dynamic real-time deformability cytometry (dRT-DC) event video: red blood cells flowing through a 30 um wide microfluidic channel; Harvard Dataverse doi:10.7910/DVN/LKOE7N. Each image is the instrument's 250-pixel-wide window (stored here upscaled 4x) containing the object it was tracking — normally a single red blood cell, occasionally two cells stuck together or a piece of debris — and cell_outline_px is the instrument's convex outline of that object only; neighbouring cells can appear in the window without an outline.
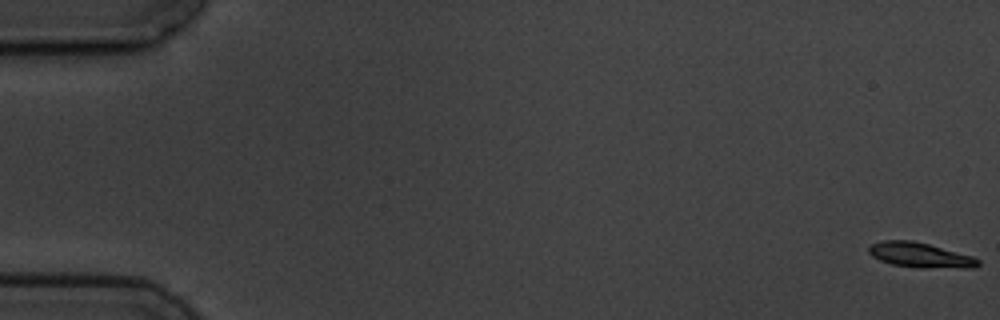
{"species": "common noctule bat (a hibernating species)", "species_latin": "Nyctalus noctula", "temperature_condition": "cold", "stored_images_in_passage": 5, "camera_frame_rate_fps": 3000, "um_per_image_px": 0.085, "animal": {"sex": "male", "body_mass_g": 19.5, "forearm_length_mm": 54.6}, "frame": {"image": 1, "passage_image": 1, "time_ms": 0.0, "image_size_px": [1000, 320], "cell_outline_px": [[980, 264], [972, 268], [920, 268], [892, 264], [880, 260], [872, 256], [868, 252], [868, 248], [872, 244], [884, 240], [912, 240], [928, 244], [972, 256], [980, 260]], "centroid_in_image_um": [78.22, 21.69], "position_along_channel_um": 6.8, "area_um2": 15.84}}
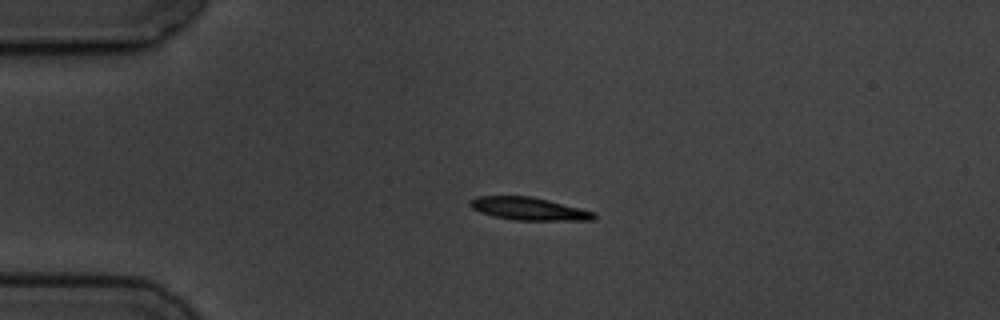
{"frame": {"image": 2, "passage_image": 4, "time_ms": 4.333, "image_size_px": [1000, 320], "cell_outline_px": [[596, 220], [512, 220], [492, 216], [480, 212], [472, 208], [468, 204], [468, 200], [476, 196], [532, 196], [580, 208], [592, 212], [596, 216]], "centroid_in_image_um": [44.88, 17.74], "position_along_channel_um": 40.1, "area_um2": 16.47}}